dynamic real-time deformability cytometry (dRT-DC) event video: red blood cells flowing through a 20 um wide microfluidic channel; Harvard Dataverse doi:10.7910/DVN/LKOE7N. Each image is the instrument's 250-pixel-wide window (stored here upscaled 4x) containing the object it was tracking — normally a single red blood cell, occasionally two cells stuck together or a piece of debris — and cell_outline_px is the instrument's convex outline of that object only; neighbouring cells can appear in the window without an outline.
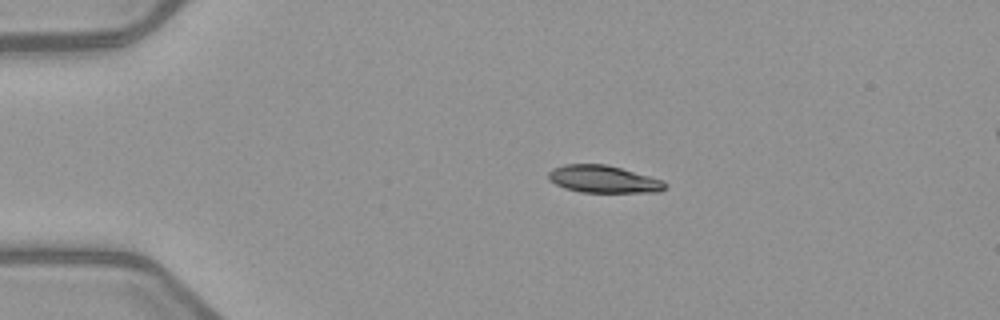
{"species": "common noctule bat (a hibernating species)", "species_latin": "Nyctalus noctula", "temperature_condition": "warm", "stored_images_in_passage": 5, "camera_frame_rate_fps": 3000, "um_per_image_px": 0.085, "animal": {"sex": "female", "body_mass_g": 21.9}, "frame": {"image": 1, "passage_image": 2, "time_ms": 2.333, "image_size_px": [1000, 320], "cell_outline_px": [[668, 188], [660, 192], [580, 192], [564, 188], [548, 180], [548, 172], [552, 168], [564, 164], [604, 164], [620, 168], [664, 180], [668, 184]], "centroid_in_image_um": [51.3, 15.23], "position_along_channel_um": 33.7, "area_um2": 18.73}}
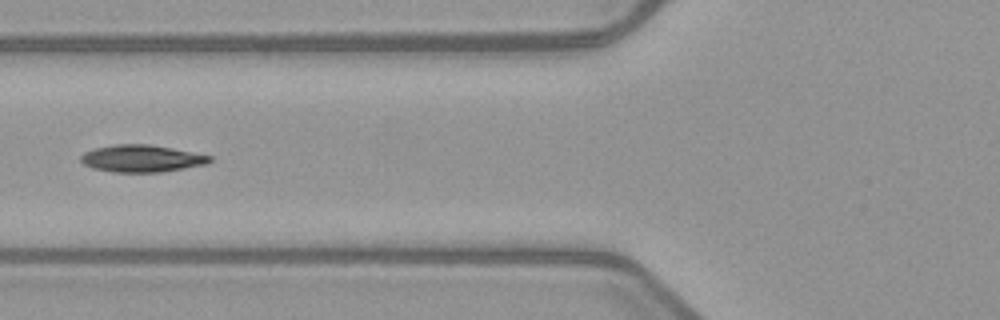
{"frame": {"image": 2, "passage_image": 5, "time_ms": 5.667, "image_size_px": [1000, 320], "cell_outline_px": [[212, 160], [208, 164], [160, 172], [112, 172], [92, 168], [84, 164], [80, 160], [80, 156], [84, 152], [96, 148], [116, 144], [152, 144], [212, 156]], "centroid_in_image_um": [12.04, 13.47], "position_along_channel_um": 113.8, "area_um2": 20.4}}